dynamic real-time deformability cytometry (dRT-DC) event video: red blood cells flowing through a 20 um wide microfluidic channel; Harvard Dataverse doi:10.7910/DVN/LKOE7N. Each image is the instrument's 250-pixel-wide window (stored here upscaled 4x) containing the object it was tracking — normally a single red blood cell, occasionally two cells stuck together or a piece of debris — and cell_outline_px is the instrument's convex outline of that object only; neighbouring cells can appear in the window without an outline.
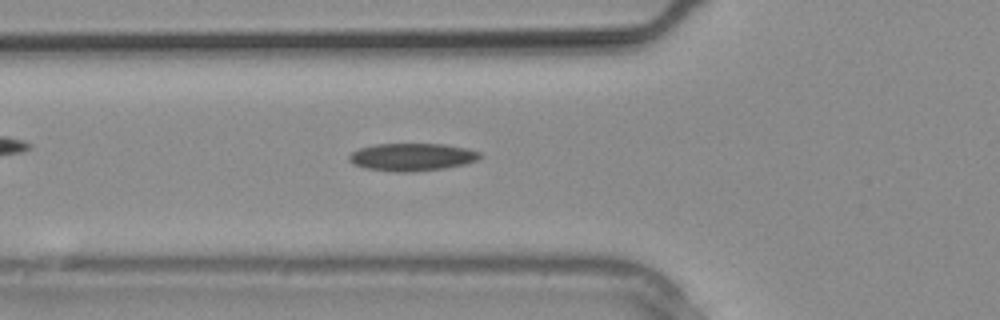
{"species": "common noctule bat (a hibernating species)", "species_latin": "Nyctalus noctula", "temperature_condition": "warm", "stored_images_in_passage": 18, "camera_frame_rate_fps": 3000, "um_per_image_px": 0.085, "animal": {"sex": "male", "body_mass_g": 20.4}, "frame": {"image": 1, "passage_image": 8, "time_ms": 2.333, "image_size_px": [1000, 320], "cell_outline_px": [[484, 156], [476, 160], [464, 164], [444, 168], [412, 172], [396, 172], [364, 168], [348, 160], [348, 156], [352, 152], [360, 148], [376, 144], [444, 144], [468, 148], [480, 152]], "centroid_in_image_um": [35.04, 13.34], "position_along_channel_um": 90.8, "area_um2": 21.1}}